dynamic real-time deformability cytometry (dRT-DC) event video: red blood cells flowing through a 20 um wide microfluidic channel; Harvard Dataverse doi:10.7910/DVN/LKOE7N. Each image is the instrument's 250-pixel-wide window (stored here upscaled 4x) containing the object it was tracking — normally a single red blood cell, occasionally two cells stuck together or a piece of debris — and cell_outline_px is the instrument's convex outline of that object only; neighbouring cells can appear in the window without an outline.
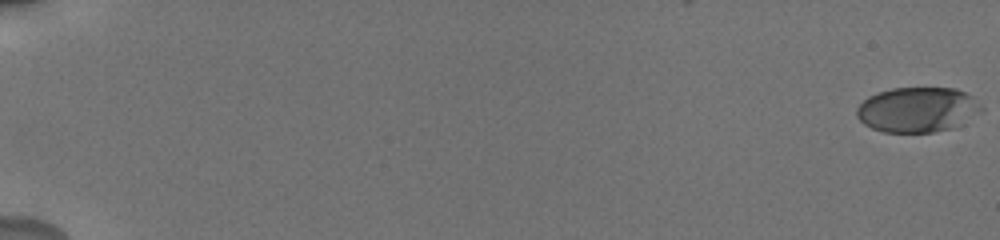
{"species": "human", "species_latin": "Homo sapiens", "temperature_condition": "cold", "stored_images_in_passage": 32, "camera_frame_rate_fps": 3000, "um_per_image_px": 0.085, "donor": {"sex": "male"}, "frame": {"image": 1, "passage_image": 1, "time_ms": 0.0, "image_size_px": [1000, 240], "cell_outline_px": [[972, 100], [952, 128], [932, 132], [884, 132], [872, 128], [864, 124], [856, 116], [856, 108], [868, 96], [876, 92], [892, 88], [956, 88], [972, 96]], "centroid_in_image_um": [77.64, 9.3], "position_along_channel_um": 7.4, "area_um2": 30.52}}
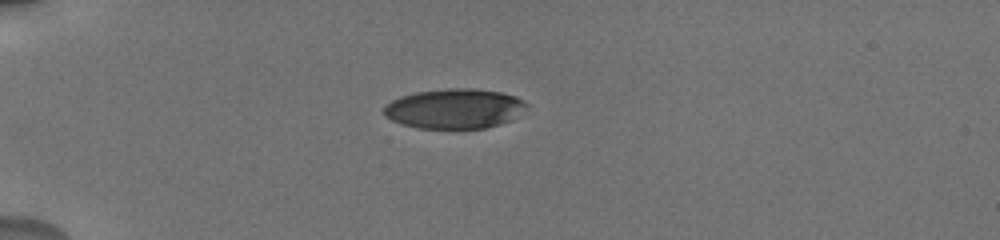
{"frame": {"image": 2, "passage_image": 26, "time_ms": 5.667, "image_size_px": [1000, 240], "cell_outline_px": [[528, 104], [512, 120], [500, 124], [484, 128], [420, 128], [404, 124], [392, 120], [384, 116], [384, 104], [400, 96], [416, 92], [448, 88], [472, 88], [500, 92], [516, 96], [524, 100]], "centroid_in_image_um": [38.62, 9.22], "position_along_channel_um": 46.4, "area_um2": 33.06}}